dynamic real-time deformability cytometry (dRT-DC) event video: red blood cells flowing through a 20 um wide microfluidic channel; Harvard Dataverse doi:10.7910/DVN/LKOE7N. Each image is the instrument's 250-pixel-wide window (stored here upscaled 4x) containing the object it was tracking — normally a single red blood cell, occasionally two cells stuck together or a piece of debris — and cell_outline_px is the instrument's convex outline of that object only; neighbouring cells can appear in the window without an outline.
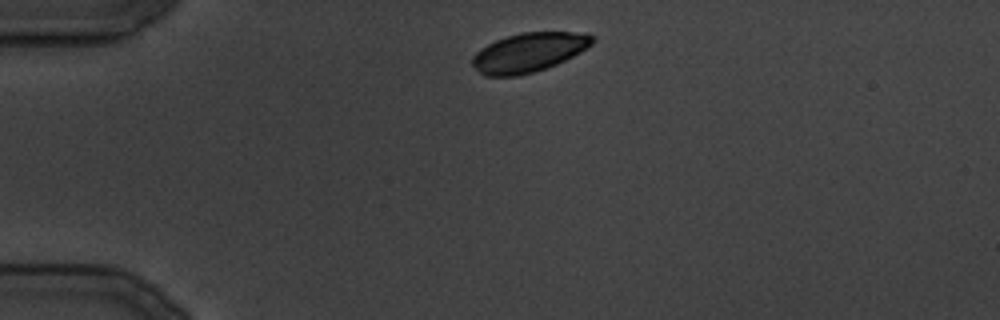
{"species": "common noctule bat (a hibernating species)", "species_latin": "Nyctalus noctula", "temperature_condition": "cold", "stored_images_in_passage": 27, "camera_frame_rate_fps": 3000, "um_per_image_px": 0.085, "animal": {"sex": "male", "body_mass_g": 19.5, "forearm_length_mm": 54.6}, "frame": {"image": 1, "passage_image": 1, "time_ms": 0.0, "image_size_px": [1000, 320], "cell_outline_px": [[596, 40], [592, 44], [580, 52], [556, 64], [532, 72], [516, 76], [484, 76], [472, 64], [472, 56], [480, 48], [496, 40], [520, 32], [572, 32], [596, 36]], "centroid_in_image_um": [44.93, 4.45], "position_along_channel_um": 40.1, "area_um2": 27.17}}
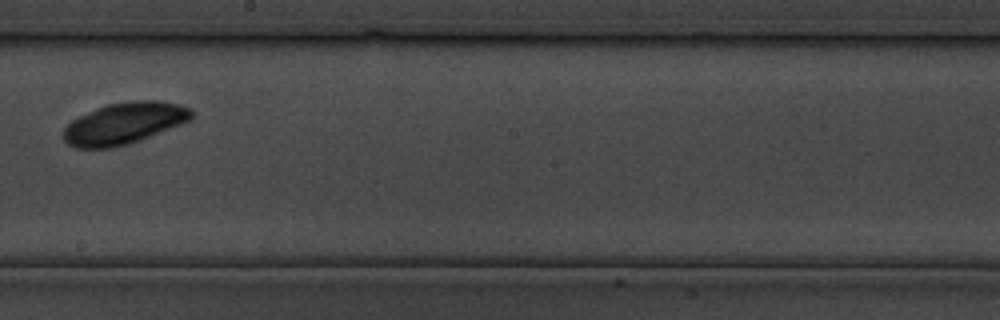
{"frame": {"image": 2, "passage_image": 13, "time_ms": 15.0, "image_size_px": [1000, 320], "cell_outline_px": [[192, 116], [188, 120], [180, 124], [140, 140], [128, 144], [112, 148], [76, 148], [68, 144], [64, 140], [64, 128], [72, 120], [80, 116], [108, 104], [132, 100], [156, 100], [176, 104], [192, 108]], "centroid_in_image_um": [10.54, 10.49], "position_along_channel_um": 237.7, "area_um2": 30.58}}
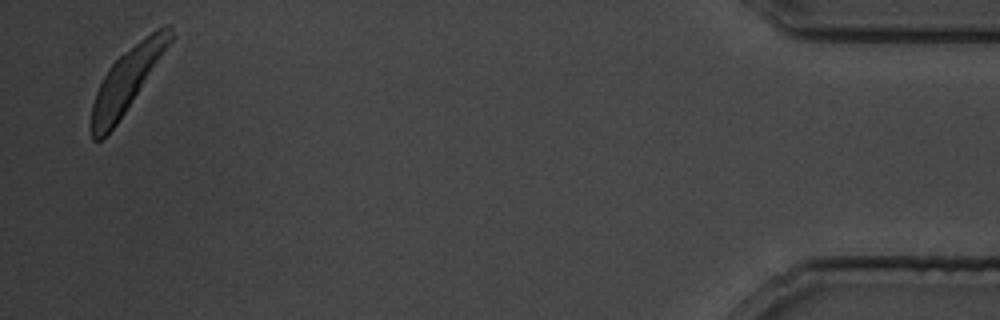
{"frame": {"image": 3, "passage_image": 27, "time_ms": 31.667, "image_size_px": [1000, 320], "cell_outline_px": [[176, 36], [116, 124], [100, 140], [92, 140], [92, 104], [96, 92], [108, 68], [120, 56], [140, 40], [156, 28], [164, 24], [172, 24]], "centroid_in_image_um": [10.86, 6.71], "position_along_channel_um": 424.3, "area_um2": 28.26}}